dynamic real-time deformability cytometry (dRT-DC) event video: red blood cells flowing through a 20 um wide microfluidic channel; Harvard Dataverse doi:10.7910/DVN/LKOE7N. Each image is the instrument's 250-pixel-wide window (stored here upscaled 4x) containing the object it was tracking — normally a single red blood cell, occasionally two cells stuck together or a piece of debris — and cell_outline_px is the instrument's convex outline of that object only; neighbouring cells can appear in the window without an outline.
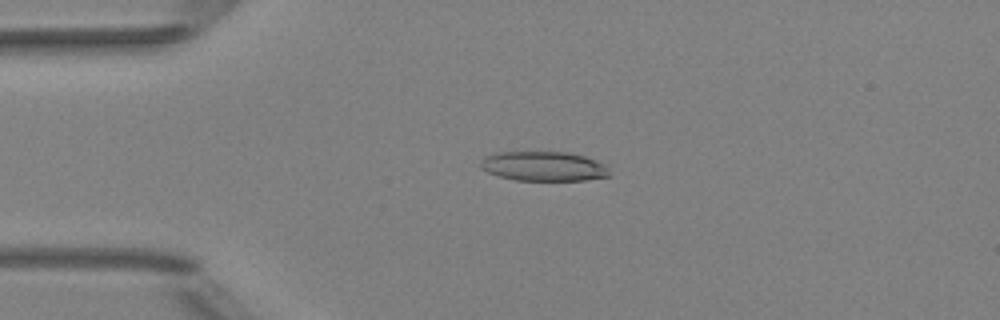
{"species": "Egyptian fruit bat (a non-hibernating species)", "species_latin": "Rousettus aegyptiacus", "temperature_condition": "room temperature", "stored_images_in_passage": 4, "camera_frame_rate_fps": 3000, "um_per_image_px": 0.085, "animal": {"sex": "female"}, "frame": {"image": 1, "passage_image": 3, "time_ms": 0.667, "image_size_px": [1000, 320], "cell_outline_px": [[608, 176], [584, 180], [516, 180], [500, 176], [488, 172], [480, 168], [480, 164], [484, 156], [496, 152], [568, 152], [584, 156], [608, 164]], "centroid_in_image_um": [46.21, 14.12], "position_along_channel_um": 38.8, "area_um2": 22.2}}